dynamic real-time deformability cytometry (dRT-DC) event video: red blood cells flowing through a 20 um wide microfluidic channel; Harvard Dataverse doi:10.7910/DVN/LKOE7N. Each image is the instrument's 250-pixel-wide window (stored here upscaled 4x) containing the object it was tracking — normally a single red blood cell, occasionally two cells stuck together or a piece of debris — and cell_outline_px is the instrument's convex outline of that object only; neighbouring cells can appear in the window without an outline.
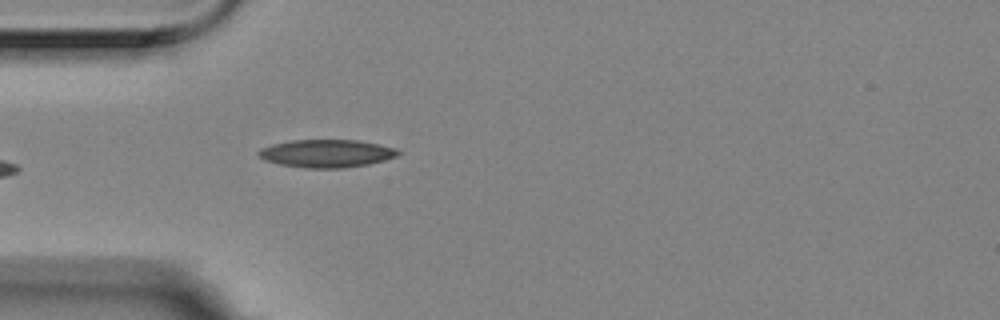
{"species": "Egyptian fruit bat (a non-hibernating species)", "species_latin": "Rousettus aegyptiacus", "temperature_condition": "room temperature", "stored_images_in_passage": 4, "camera_frame_rate_fps": 3000, "um_per_image_px": 0.085, "animal": {"sex": "female"}, "frame": {"image": 1, "passage_image": 4, "time_ms": 1.0, "image_size_px": [1000, 320], "cell_outline_px": [[400, 152], [396, 156], [384, 160], [368, 164], [340, 168], [308, 168], [280, 164], [264, 160], [256, 152], [260, 148], [272, 144], [292, 140], [360, 140], [396, 148]], "centroid_in_image_um": [27.74, 13.03], "position_along_channel_um": 57.3, "area_um2": 22.54}}